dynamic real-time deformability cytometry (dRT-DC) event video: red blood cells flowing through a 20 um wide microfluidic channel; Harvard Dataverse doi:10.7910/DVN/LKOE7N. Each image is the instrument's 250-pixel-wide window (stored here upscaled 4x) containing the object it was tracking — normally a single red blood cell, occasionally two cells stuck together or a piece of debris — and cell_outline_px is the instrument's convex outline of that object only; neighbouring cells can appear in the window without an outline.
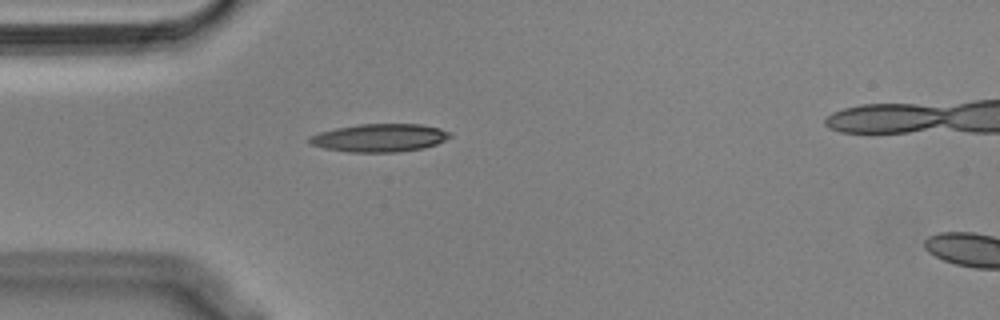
{"species": "Egyptian fruit bat (a non-hibernating species)", "species_latin": "Rousettus aegyptiacus", "temperature_condition": "cold", "stored_images_in_passage": 33, "camera_frame_rate_fps": 3000, "um_per_image_px": 0.085, "animal": {"sex": "male"}, "frame": {"image": 1, "passage_image": 1, "time_ms": 0.0, "image_size_px": [1000, 320], "cell_outline_px": [[452, 136], [436, 144], [424, 148], [400, 152], [348, 152], [324, 148], [312, 144], [308, 140], [308, 136], [320, 132], [336, 128], [360, 124], [420, 124], [440, 128], [452, 132]], "centroid_in_image_um": [32.29, 11.71], "position_along_channel_um": 52.7, "area_um2": 23.0}}
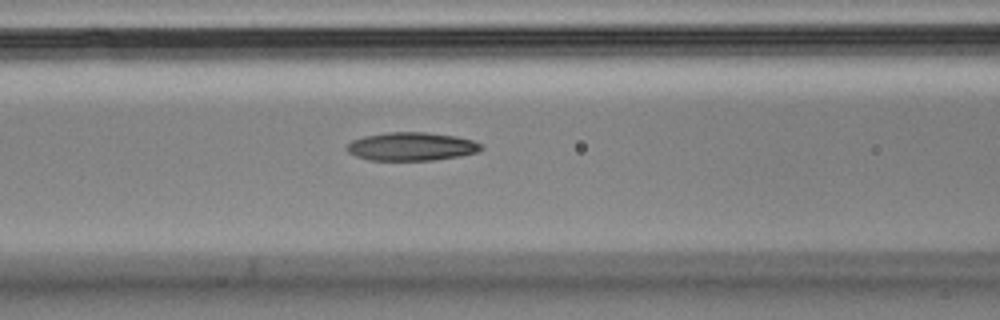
{"frame": {"image": 2, "passage_image": 8, "time_ms": 2.333, "image_size_px": [1000, 320], "cell_outline_px": [[484, 148], [476, 152], [460, 156], [432, 160], [368, 160], [356, 156], [348, 152], [344, 148], [352, 140], [364, 136], [388, 132], [424, 132], [456, 136], [472, 140], [480, 144]], "centroid_in_image_um": [34.95, 12.45], "position_along_channel_um": 131.7, "area_um2": 22.14}}
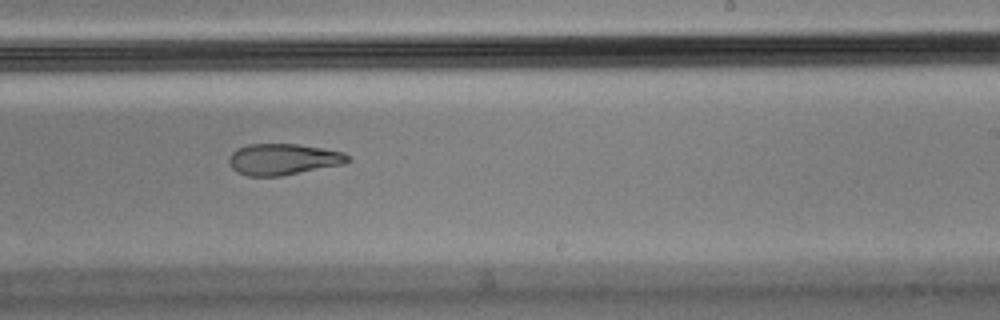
{"frame": {"image": 3, "passage_image": 19, "time_ms": 6.0, "image_size_px": [1000, 320], "cell_outline_px": [[352, 160], [344, 164], [280, 176], [248, 176], [236, 172], [228, 164], [228, 156], [236, 148], [248, 144], [296, 144], [344, 152]], "centroid_in_image_um": [24.03, 13.54], "position_along_channel_um": 265.0, "area_um2": 21.73}, "authors_computed_cell_mechanics": {"area_um2": 22.1952, "velocity_mm_per_s": 3.6517, "shape_relaxation_time_tau1_ms": null, "shape_relaxation_time_tau2_ms": 5.6586, "deformation_change_tau1": null, "deformation_change_tau2": 0.1552}}